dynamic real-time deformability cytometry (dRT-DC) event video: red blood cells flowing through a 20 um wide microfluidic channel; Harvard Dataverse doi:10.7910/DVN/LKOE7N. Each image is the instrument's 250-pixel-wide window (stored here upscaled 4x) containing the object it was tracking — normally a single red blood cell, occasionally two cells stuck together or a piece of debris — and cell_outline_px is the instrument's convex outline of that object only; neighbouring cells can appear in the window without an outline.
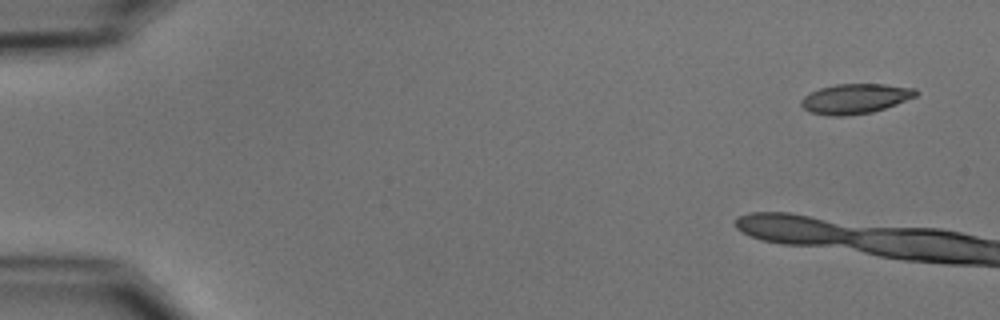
{"species": "common noctule bat (a hibernating species)", "species_latin": "Nyctalus noctula", "temperature_condition": "cold", "stored_images_in_passage": 3, "camera_frame_rate_fps": 3000, "um_per_image_px": 0.085, "animal": {"sex": "male", "body_mass_g": 15.6}, "frame": {"image": 1, "passage_image": 1, "time_ms": 0.0, "image_size_px": [1000, 320], "cell_outline_px": [[920, 92], [916, 96], [896, 104], [872, 112], [844, 116], [828, 116], [812, 112], [804, 108], [800, 104], [800, 100], [804, 96], [820, 88], [836, 84], [884, 84], [916, 88]], "centroid_in_image_um": [72.71, 8.38], "position_along_channel_um": 12.3, "area_um2": 19.94}}